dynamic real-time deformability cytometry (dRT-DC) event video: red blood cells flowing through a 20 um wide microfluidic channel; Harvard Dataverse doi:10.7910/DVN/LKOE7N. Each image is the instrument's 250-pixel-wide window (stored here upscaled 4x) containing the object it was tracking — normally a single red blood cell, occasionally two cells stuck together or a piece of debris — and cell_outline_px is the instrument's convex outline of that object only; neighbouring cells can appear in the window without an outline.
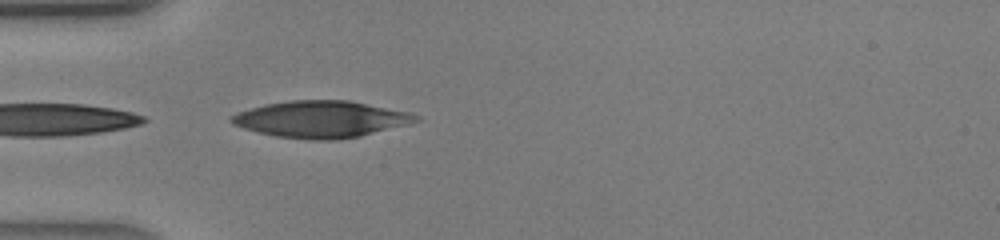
{"species": "human", "species_latin": "Homo sapiens", "temperature_condition": "warm", "stored_images_in_passage": 5, "camera_frame_rate_fps": 3000, "um_per_image_px": 0.085, "donor": {"sex": "male"}, "frame": {"image": 1, "passage_image": 5, "time_ms": 1.333, "image_size_px": [1000, 240], "cell_outline_px": [[420, 120], [408, 124], [360, 136], [332, 140], [312, 140], [276, 136], [244, 128], [232, 124], [228, 120], [232, 116], [240, 112], [264, 104], [292, 100], [352, 100], [408, 112], [416, 116]], "centroid_in_image_um": [27.29, 10.13], "position_along_channel_um": 57.7, "area_um2": 39.07}}